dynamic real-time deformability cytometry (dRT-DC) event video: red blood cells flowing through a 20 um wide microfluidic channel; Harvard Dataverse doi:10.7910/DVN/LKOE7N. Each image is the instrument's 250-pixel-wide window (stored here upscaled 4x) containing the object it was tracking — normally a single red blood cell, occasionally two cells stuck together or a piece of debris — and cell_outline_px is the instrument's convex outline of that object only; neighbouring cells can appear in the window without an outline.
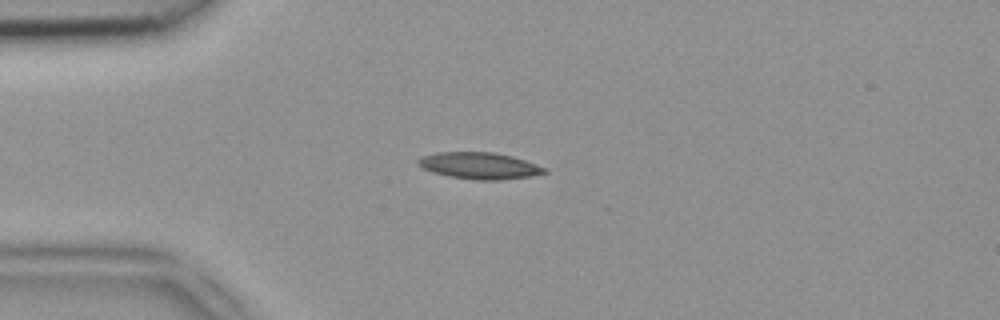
{"species": "common noctule bat (a hibernating species)", "species_latin": "Nyctalus noctula", "temperature_condition": "room temperature", "stored_images_in_passage": 48, "camera_frame_rate_fps": 3000, "um_per_image_px": 0.085, "animal": {"sex": "female", "body_mass_g": 18.4}, "frame": {"image": 1, "passage_image": 12, "time_ms": 3.667, "image_size_px": [1000, 320], "cell_outline_px": [[548, 172], [532, 176], [500, 180], [476, 180], [448, 176], [432, 172], [416, 164], [416, 160], [420, 156], [436, 152], [496, 152], [512, 156], [548, 168]], "centroid_in_image_um": [40.74, 14.08], "position_along_channel_um": 44.3, "area_um2": 19.83}}
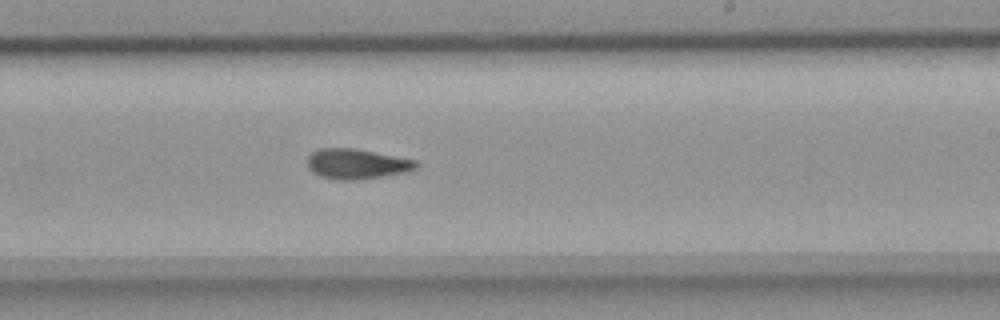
{"frame": {"image": 2, "passage_image": 29, "time_ms": 9.333, "image_size_px": [1000, 320], "cell_outline_px": [[420, 164], [416, 168], [408, 172], [384, 176], [356, 180], [336, 180], [320, 176], [312, 172], [308, 168], [308, 156], [312, 152], [320, 148], [356, 148], [416, 160]], "centroid_in_image_um": [30.33, 13.93], "position_along_channel_um": 258.7, "area_um2": 19.31}}
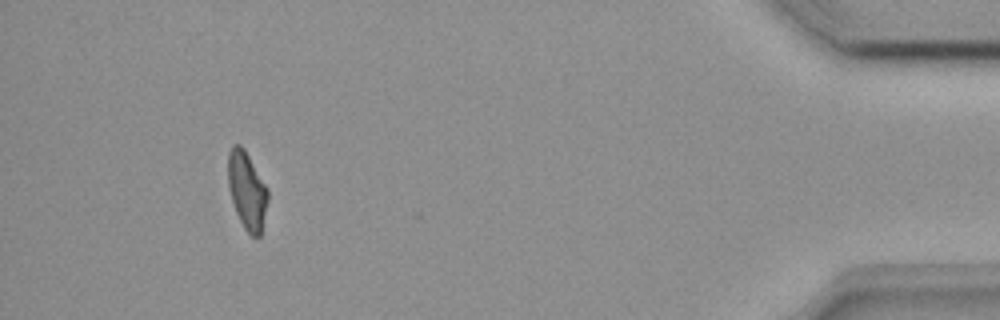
{"frame": {"image": 3, "passage_image": 45, "time_ms": 14.667, "image_size_px": [1000, 320], "cell_outline_px": [[268, 200], [260, 236], [256, 240], [244, 228], [236, 212], [232, 200], [228, 184], [228, 152], [232, 144], [240, 144], [244, 148], [268, 188]], "centroid_in_image_um": [20.99, 16.18], "position_along_channel_um": 414.2, "area_um2": 18.03}}